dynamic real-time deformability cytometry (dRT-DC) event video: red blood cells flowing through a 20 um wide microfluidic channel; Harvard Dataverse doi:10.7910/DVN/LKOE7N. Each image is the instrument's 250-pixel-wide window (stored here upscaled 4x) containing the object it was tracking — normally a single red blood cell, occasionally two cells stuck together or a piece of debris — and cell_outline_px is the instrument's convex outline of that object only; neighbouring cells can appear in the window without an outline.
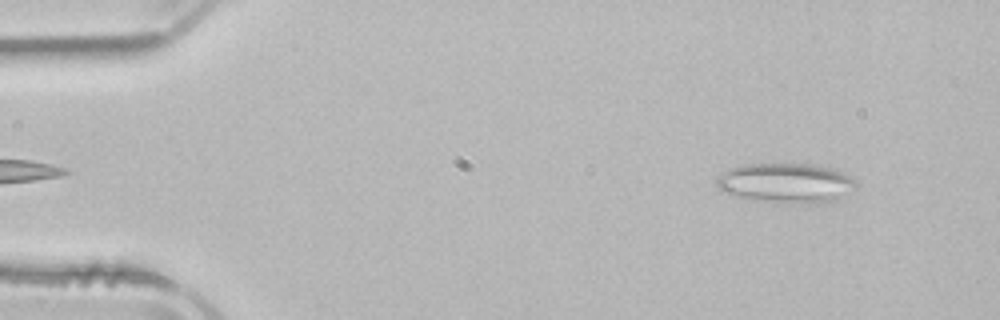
{"species": "common noctule bat (a hibernating species)", "species_latin": "Nyctalus noctula", "temperature_condition": "room temperature", "stored_images_in_passage": 49, "segment_of_instrument_passage": [1, 2], "camera_frame_rate_fps": 3000, "um_per_image_px": 0.085, "animal": {"sex": "male", "body_mass_g": 21.5, "forearm_length_mm": 52.0}, "frame": {"image": 1, "passage_image": 3, "time_ms": 0.667, "image_size_px": [1000, 320], "cell_outline_px": [[860, 184], [856, 188], [832, 204], [792, 204], [760, 200], [720, 192], [716, 188], [716, 176], [728, 168], [744, 164], [820, 164], [836, 168], [856, 180]], "centroid_in_image_um": [66.88, 15.56], "position_along_channel_um": 18.1, "area_um2": 33.41}}
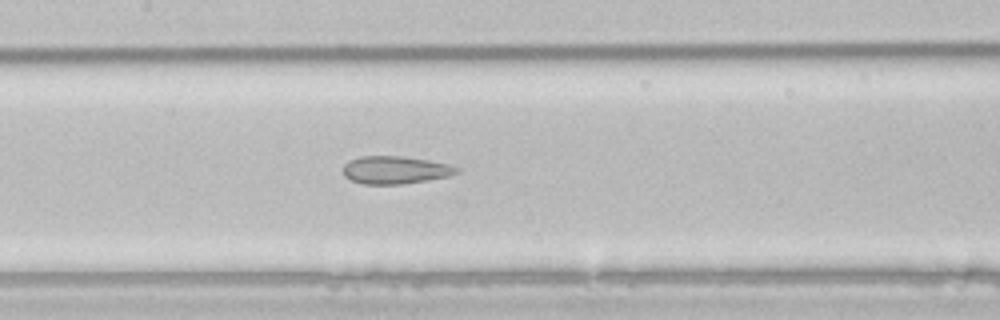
{"frame": {"image": 2, "passage_image": 22, "time_ms": 7.0, "image_size_px": [1000, 320], "cell_outline_px": [[460, 172], [448, 176], [428, 180], [400, 184], [364, 184], [352, 180], [344, 176], [344, 164], [348, 160], [360, 156], [400, 156], [428, 160], [448, 164], [460, 168]], "centroid_in_image_um": [33.6, 14.44], "position_along_channel_um": 173.8, "area_um2": 18.32}}
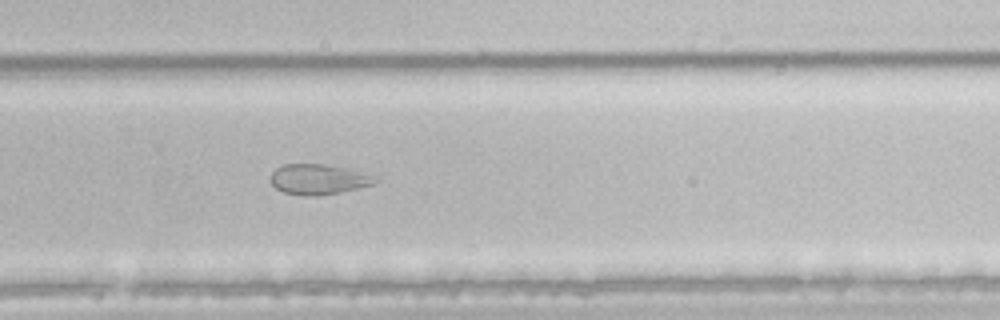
{"frame": {"image": 3, "passage_image": 32, "time_ms": 10.333, "image_size_px": [1000, 320], "cell_outline_px": [[380, 180], [376, 184], [340, 192], [316, 196], [308, 196], [284, 192], [276, 188], [272, 184], [272, 172], [276, 168], [284, 164], [324, 164], [380, 172]], "centroid_in_image_um": [27.29, 15.21], "position_along_channel_um": 302.5, "area_um2": 19.25}}